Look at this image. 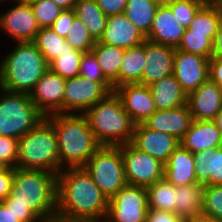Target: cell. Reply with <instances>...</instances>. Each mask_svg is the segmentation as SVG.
I'll list each match as a JSON object with an SVG mask.
<instances>
[{
	"mask_svg": "<svg viewBox=\"0 0 222 222\" xmlns=\"http://www.w3.org/2000/svg\"><path fill=\"white\" fill-rule=\"evenodd\" d=\"M65 40L75 50L82 52H90L96 43L83 21L78 17L74 18Z\"/></svg>",
	"mask_w": 222,
	"mask_h": 222,
	"instance_id": "8d00e7d4",
	"label": "cell"
},
{
	"mask_svg": "<svg viewBox=\"0 0 222 222\" xmlns=\"http://www.w3.org/2000/svg\"><path fill=\"white\" fill-rule=\"evenodd\" d=\"M15 6L0 14V28L14 41L32 42L40 27L37 24L30 3L16 1Z\"/></svg>",
	"mask_w": 222,
	"mask_h": 222,
	"instance_id": "4fadbf2b",
	"label": "cell"
},
{
	"mask_svg": "<svg viewBox=\"0 0 222 222\" xmlns=\"http://www.w3.org/2000/svg\"><path fill=\"white\" fill-rule=\"evenodd\" d=\"M3 203L21 222H41L55 216L57 174L15 168L12 189Z\"/></svg>",
	"mask_w": 222,
	"mask_h": 222,
	"instance_id": "6da1fadb",
	"label": "cell"
},
{
	"mask_svg": "<svg viewBox=\"0 0 222 222\" xmlns=\"http://www.w3.org/2000/svg\"><path fill=\"white\" fill-rule=\"evenodd\" d=\"M193 121L187 104L169 110H156L143 125L149 129L167 133L181 140Z\"/></svg>",
	"mask_w": 222,
	"mask_h": 222,
	"instance_id": "ffe728a7",
	"label": "cell"
},
{
	"mask_svg": "<svg viewBox=\"0 0 222 222\" xmlns=\"http://www.w3.org/2000/svg\"><path fill=\"white\" fill-rule=\"evenodd\" d=\"M212 121L217 126V128L220 130V132L222 133V108L217 113V115L215 116V118Z\"/></svg>",
	"mask_w": 222,
	"mask_h": 222,
	"instance_id": "f5cc1de1",
	"label": "cell"
},
{
	"mask_svg": "<svg viewBox=\"0 0 222 222\" xmlns=\"http://www.w3.org/2000/svg\"><path fill=\"white\" fill-rule=\"evenodd\" d=\"M220 8H222V0H217L215 2Z\"/></svg>",
	"mask_w": 222,
	"mask_h": 222,
	"instance_id": "9f6ffc18",
	"label": "cell"
},
{
	"mask_svg": "<svg viewBox=\"0 0 222 222\" xmlns=\"http://www.w3.org/2000/svg\"><path fill=\"white\" fill-rule=\"evenodd\" d=\"M98 7L108 17L124 13L127 0H96Z\"/></svg>",
	"mask_w": 222,
	"mask_h": 222,
	"instance_id": "ee69618b",
	"label": "cell"
},
{
	"mask_svg": "<svg viewBox=\"0 0 222 222\" xmlns=\"http://www.w3.org/2000/svg\"><path fill=\"white\" fill-rule=\"evenodd\" d=\"M33 42L48 64L60 54L74 50L65 38L59 36L51 27L40 28Z\"/></svg>",
	"mask_w": 222,
	"mask_h": 222,
	"instance_id": "1f68e13d",
	"label": "cell"
},
{
	"mask_svg": "<svg viewBox=\"0 0 222 222\" xmlns=\"http://www.w3.org/2000/svg\"><path fill=\"white\" fill-rule=\"evenodd\" d=\"M222 133L212 120H193L180 145L195 154L204 150L218 149Z\"/></svg>",
	"mask_w": 222,
	"mask_h": 222,
	"instance_id": "7402d4cb",
	"label": "cell"
},
{
	"mask_svg": "<svg viewBox=\"0 0 222 222\" xmlns=\"http://www.w3.org/2000/svg\"><path fill=\"white\" fill-rule=\"evenodd\" d=\"M148 199L146 188L126 184L109 199L107 222H146Z\"/></svg>",
	"mask_w": 222,
	"mask_h": 222,
	"instance_id": "9c48e42d",
	"label": "cell"
},
{
	"mask_svg": "<svg viewBox=\"0 0 222 222\" xmlns=\"http://www.w3.org/2000/svg\"><path fill=\"white\" fill-rule=\"evenodd\" d=\"M146 222H185V219L173 212L148 209Z\"/></svg>",
	"mask_w": 222,
	"mask_h": 222,
	"instance_id": "f6af8a7d",
	"label": "cell"
},
{
	"mask_svg": "<svg viewBox=\"0 0 222 222\" xmlns=\"http://www.w3.org/2000/svg\"><path fill=\"white\" fill-rule=\"evenodd\" d=\"M15 168L0 167V202H3L12 189Z\"/></svg>",
	"mask_w": 222,
	"mask_h": 222,
	"instance_id": "7bdbcfd3",
	"label": "cell"
},
{
	"mask_svg": "<svg viewBox=\"0 0 222 222\" xmlns=\"http://www.w3.org/2000/svg\"><path fill=\"white\" fill-rule=\"evenodd\" d=\"M209 78L222 89V59H209Z\"/></svg>",
	"mask_w": 222,
	"mask_h": 222,
	"instance_id": "bcb514c9",
	"label": "cell"
},
{
	"mask_svg": "<svg viewBox=\"0 0 222 222\" xmlns=\"http://www.w3.org/2000/svg\"><path fill=\"white\" fill-rule=\"evenodd\" d=\"M175 47L155 44L145 40V64L141 84L150 86L156 81L173 74Z\"/></svg>",
	"mask_w": 222,
	"mask_h": 222,
	"instance_id": "e0dca14e",
	"label": "cell"
},
{
	"mask_svg": "<svg viewBox=\"0 0 222 222\" xmlns=\"http://www.w3.org/2000/svg\"><path fill=\"white\" fill-rule=\"evenodd\" d=\"M146 190L148 209L175 213L176 186L162 178Z\"/></svg>",
	"mask_w": 222,
	"mask_h": 222,
	"instance_id": "d6a6232c",
	"label": "cell"
},
{
	"mask_svg": "<svg viewBox=\"0 0 222 222\" xmlns=\"http://www.w3.org/2000/svg\"><path fill=\"white\" fill-rule=\"evenodd\" d=\"M194 163L193 153L180 145L164 164V178L174 186L196 184Z\"/></svg>",
	"mask_w": 222,
	"mask_h": 222,
	"instance_id": "603a6c76",
	"label": "cell"
},
{
	"mask_svg": "<svg viewBox=\"0 0 222 222\" xmlns=\"http://www.w3.org/2000/svg\"><path fill=\"white\" fill-rule=\"evenodd\" d=\"M62 9H73L77 0H53Z\"/></svg>",
	"mask_w": 222,
	"mask_h": 222,
	"instance_id": "f907efd6",
	"label": "cell"
},
{
	"mask_svg": "<svg viewBox=\"0 0 222 222\" xmlns=\"http://www.w3.org/2000/svg\"><path fill=\"white\" fill-rule=\"evenodd\" d=\"M221 19L222 8L216 3H205L195 14L188 29L191 30V34L206 35L213 42Z\"/></svg>",
	"mask_w": 222,
	"mask_h": 222,
	"instance_id": "83f0119b",
	"label": "cell"
},
{
	"mask_svg": "<svg viewBox=\"0 0 222 222\" xmlns=\"http://www.w3.org/2000/svg\"><path fill=\"white\" fill-rule=\"evenodd\" d=\"M109 93L100 82L91 81L80 75L66 79L63 114H84Z\"/></svg>",
	"mask_w": 222,
	"mask_h": 222,
	"instance_id": "8fae6325",
	"label": "cell"
},
{
	"mask_svg": "<svg viewBox=\"0 0 222 222\" xmlns=\"http://www.w3.org/2000/svg\"><path fill=\"white\" fill-rule=\"evenodd\" d=\"M176 49L210 59L212 57L213 42L206 35L191 34V30L187 28Z\"/></svg>",
	"mask_w": 222,
	"mask_h": 222,
	"instance_id": "e575fe53",
	"label": "cell"
},
{
	"mask_svg": "<svg viewBox=\"0 0 222 222\" xmlns=\"http://www.w3.org/2000/svg\"><path fill=\"white\" fill-rule=\"evenodd\" d=\"M203 185L201 183L176 186L175 214L187 219L202 213Z\"/></svg>",
	"mask_w": 222,
	"mask_h": 222,
	"instance_id": "4316f807",
	"label": "cell"
},
{
	"mask_svg": "<svg viewBox=\"0 0 222 222\" xmlns=\"http://www.w3.org/2000/svg\"><path fill=\"white\" fill-rule=\"evenodd\" d=\"M109 199L84 167L65 168L57 174L56 215L71 219L102 222Z\"/></svg>",
	"mask_w": 222,
	"mask_h": 222,
	"instance_id": "7a4b0ae2",
	"label": "cell"
},
{
	"mask_svg": "<svg viewBox=\"0 0 222 222\" xmlns=\"http://www.w3.org/2000/svg\"><path fill=\"white\" fill-rule=\"evenodd\" d=\"M16 168L58 174L59 150L53 125L44 117L18 139Z\"/></svg>",
	"mask_w": 222,
	"mask_h": 222,
	"instance_id": "8992f818",
	"label": "cell"
},
{
	"mask_svg": "<svg viewBox=\"0 0 222 222\" xmlns=\"http://www.w3.org/2000/svg\"><path fill=\"white\" fill-rule=\"evenodd\" d=\"M204 3H215L217 0H201Z\"/></svg>",
	"mask_w": 222,
	"mask_h": 222,
	"instance_id": "11a10c76",
	"label": "cell"
},
{
	"mask_svg": "<svg viewBox=\"0 0 222 222\" xmlns=\"http://www.w3.org/2000/svg\"><path fill=\"white\" fill-rule=\"evenodd\" d=\"M20 1L25 2V3H32V2H34L36 0H20Z\"/></svg>",
	"mask_w": 222,
	"mask_h": 222,
	"instance_id": "6f0895ef",
	"label": "cell"
},
{
	"mask_svg": "<svg viewBox=\"0 0 222 222\" xmlns=\"http://www.w3.org/2000/svg\"><path fill=\"white\" fill-rule=\"evenodd\" d=\"M159 5L170 3L172 0H155Z\"/></svg>",
	"mask_w": 222,
	"mask_h": 222,
	"instance_id": "db71d44e",
	"label": "cell"
},
{
	"mask_svg": "<svg viewBox=\"0 0 222 222\" xmlns=\"http://www.w3.org/2000/svg\"><path fill=\"white\" fill-rule=\"evenodd\" d=\"M41 222H92V221L71 220V219H66V218L60 217L58 215H55V216L47 218V219H45L44 221H41Z\"/></svg>",
	"mask_w": 222,
	"mask_h": 222,
	"instance_id": "816d5d0a",
	"label": "cell"
},
{
	"mask_svg": "<svg viewBox=\"0 0 222 222\" xmlns=\"http://www.w3.org/2000/svg\"><path fill=\"white\" fill-rule=\"evenodd\" d=\"M74 11L95 41H99L106 27L107 16L98 7L96 0H77Z\"/></svg>",
	"mask_w": 222,
	"mask_h": 222,
	"instance_id": "f1b7e54d",
	"label": "cell"
},
{
	"mask_svg": "<svg viewBox=\"0 0 222 222\" xmlns=\"http://www.w3.org/2000/svg\"><path fill=\"white\" fill-rule=\"evenodd\" d=\"M65 81L66 79L48 69L29 94L31 101L44 117L63 114Z\"/></svg>",
	"mask_w": 222,
	"mask_h": 222,
	"instance_id": "7c38bea8",
	"label": "cell"
},
{
	"mask_svg": "<svg viewBox=\"0 0 222 222\" xmlns=\"http://www.w3.org/2000/svg\"><path fill=\"white\" fill-rule=\"evenodd\" d=\"M83 53L84 52L75 49L64 52L48 64L49 69L63 79L77 77L79 76V67Z\"/></svg>",
	"mask_w": 222,
	"mask_h": 222,
	"instance_id": "836d02e7",
	"label": "cell"
},
{
	"mask_svg": "<svg viewBox=\"0 0 222 222\" xmlns=\"http://www.w3.org/2000/svg\"><path fill=\"white\" fill-rule=\"evenodd\" d=\"M84 115L101 146H121L131 142L135 123L123 109L115 92L109 93Z\"/></svg>",
	"mask_w": 222,
	"mask_h": 222,
	"instance_id": "5b68a950",
	"label": "cell"
},
{
	"mask_svg": "<svg viewBox=\"0 0 222 222\" xmlns=\"http://www.w3.org/2000/svg\"><path fill=\"white\" fill-rule=\"evenodd\" d=\"M173 75L189 95L209 78V59L175 49Z\"/></svg>",
	"mask_w": 222,
	"mask_h": 222,
	"instance_id": "5bb4252c",
	"label": "cell"
},
{
	"mask_svg": "<svg viewBox=\"0 0 222 222\" xmlns=\"http://www.w3.org/2000/svg\"><path fill=\"white\" fill-rule=\"evenodd\" d=\"M146 40L143 33L133 25L124 13L107 17L106 27L100 43L129 49L141 45Z\"/></svg>",
	"mask_w": 222,
	"mask_h": 222,
	"instance_id": "d6986e66",
	"label": "cell"
},
{
	"mask_svg": "<svg viewBox=\"0 0 222 222\" xmlns=\"http://www.w3.org/2000/svg\"><path fill=\"white\" fill-rule=\"evenodd\" d=\"M79 75L91 81L100 82L110 93L114 92L113 84L103 74L98 60L92 51L83 53Z\"/></svg>",
	"mask_w": 222,
	"mask_h": 222,
	"instance_id": "d590c367",
	"label": "cell"
},
{
	"mask_svg": "<svg viewBox=\"0 0 222 222\" xmlns=\"http://www.w3.org/2000/svg\"><path fill=\"white\" fill-rule=\"evenodd\" d=\"M193 120H213L222 108V89L210 78L187 95Z\"/></svg>",
	"mask_w": 222,
	"mask_h": 222,
	"instance_id": "ac0fdd59",
	"label": "cell"
},
{
	"mask_svg": "<svg viewBox=\"0 0 222 222\" xmlns=\"http://www.w3.org/2000/svg\"><path fill=\"white\" fill-rule=\"evenodd\" d=\"M0 222H21L7 206L0 202Z\"/></svg>",
	"mask_w": 222,
	"mask_h": 222,
	"instance_id": "c3c4849f",
	"label": "cell"
},
{
	"mask_svg": "<svg viewBox=\"0 0 222 222\" xmlns=\"http://www.w3.org/2000/svg\"><path fill=\"white\" fill-rule=\"evenodd\" d=\"M0 135L19 139L34 128L44 116L30 95L0 88Z\"/></svg>",
	"mask_w": 222,
	"mask_h": 222,
	"instance_id": "52a82bcc",
	"label": "cell"
},
{
	"mask_svg": "<svg viewBox=\"0 0 222 222\" xmlns=\"http://www.w3.org/2000/svg\"><path fill=\"white\" fill-rule=\"evenodd\" d=\"M30 6L40 28L50 27L63 10L53 0H36Z\"/></svg>",
	"mask_w": 222,
	"mask_h": 222,
	"instance_id": "74e56055",
	"label": "cell"
},
{
	"mask_svg": "<svg viewBox=\"0 0 222 222\" xmlns=\"http://www.w3.org/2000/svg\"><path fill=\"white\" fill-rule=\"evenodd\" d=\"M120 98L123 109L135 124L143 123L157 109L147 85L139 83L124 84L114 89Z\"/></svg>",
	"mask_w": 222,
	"mask_h": 222,
	"instance_id": "2e32d148",
	"label": "cell"
},
{
	"mask_svg": "<svg viewBox=\"0 0 222 222\" xmlns=\"http://www.w3.org/2000/svg\"><path fill=\"white\" fill-rule=\"evenodd\" d=\"M84 169L108 199L127 184L120 146H101Z\"/></svg>",
	"mask_w": 222,
	"mask_h": 222,
	"instance_id": "ba28073f",
	"label": "cell"
},
{
	"mask_svg": "<svg viewBox=\"0 0 222 222\" xmlns=\"http://www.w3.org/2000/svg\"><path fill=\"white\" fill-rule=\"evenodd\" d=\"M75 17L74 9H63L50 27L59 36L66 38Z\"/></svg>",
	"mask_w": 222,
	"mask_h": 222,
	"instance_id": "b9f144b4",
	"label": "cell"
},
{
	"mask_svg": "<svg viewBox=\"0 0 222 222\" xmlns=\"http://www.w3.org/2000/svg\"><path fill=\"white\" fill-rule=\"evenodd\" d=\"M18 139L0 135V167L16 168Z\"/></svg>",
	"mask_w": 222,
	"mask_h": 222,
	"instance_id": "60d3db41",
	"label": "cell"
},
{
	"mask_svg": "<svg viewBox=\"0 0 222 222\" xmlns=\"http://www.w3.org/2000/svg\"><path fill=\"white\" fill-rule=\"evenodd\" d=\"M193 155L197 183L222 185V149L204 150Z\"/></svg>",
	"mask_w": 222,
	"mask_h": 222,
	"instance_id": "d4e9b609",
	"label": "cell"
},
{
	"mask_svg": "<svg viewBox=\"0 0 222 222\" xmlns=\"http://www.w3.org/2000/svg\"><path fill=\"white\" fill-rule=\"evenodd\" d=\"M185 222H222V220H218L204 213H199L197 215L185 219Z\"/></svg>",
	"mask_w": 222,
	"mask_h": 222,
	"instance_id": "681fc988",
	"label": "cell"
},
{
	"mask_svg": "<svg viewBox=\"0 0 222 222\" xmlns=\"http://www.w3.org/2000/svg\"><path fill=\"white\" fill-rule=\"evenodd\" d=\"M45 118L56 133L61 169L84 167L101 147L84 114L57 113Z\"/></svg>",
	"mask_w": 222,
	"mask_h": 222,
	"instance_id": "3957f363",
	"label": "cell"
},
{
	"mask_svg": "<svg viewBox=\"0 0 222 222\" xmlns=\"http://www.w3.org/2000/svg\"><path fill=\"white\" fill-rule=\"evenodd\" d=\"M185 29L166 4L159 5L146 40L155 44L176 48L181 41Z\"/></svg>",
	"mask_w": 222,
	"mask_h": 222,
	"instance_id": "44dd1931",
	"label": "cell"
},
{
	"mask_svg": "<svg viewBox=\"0 0 222 222\" xmlns=\"http://www.w3.org/2000/svg\"><path fill=\"white\" fill-rule=\"evenodd\" d=\"M212 57L222 59V19L215 40L213 41Z\"/></svg>",
	"mask_w": 222,
	"mask_h": 222,
	"instance_id": "7dc6e473",
	"label": "cell"
},
{
	"mask_svg": "<svg viewBox=\"0 0 222 222\" xmlns=\"http://www.w3.org/2000/svg\"><path fill=\"white\" fill-rule=\"evenodd\" d=\"M149 87L157 110H169L187 104V94L173 74L154 82Z\"/></svg>",
	"mask_w": 222,
	"mask_h": 222,
	"instance_id": "cb8c5ba5",
	"label": "cell"
},
{
	"mask_svg": "<svg viewBox=\"0 0 222 222\" xmlns=\"http://www.w3.org/2000/svg\"><path fill=\"white\" fill-rule=\"evenodd\" d=\"M202 213L222 220V185H203Z\"/></svg>",
	"mask_w": 222,
	"mask_h": 222,
	"instance_id": "f35d334b",
	"label": "cell"
},
{
	"mask_svg": "<svg viewBox=\"0 0 222 222\" xmlns=\"http://www.w3.org/2000/svg\"><path fill=\"white\" fill-rule=\"evenodd\" d=\"M158 6L155 0H127L124 14L146 37L152 27Z\"/></svg>",
	"mask_w": 222,
	"mask_h": 222,
	"instance_id": "4dcf8cb0",
	"label": "cell"
},
{
	"mask_svg": "<svg viewBox=\"0 0 222 222\" xmlns=\"http://www.w3.org/2000/svg\"><path fill=\"white\" fill-rule=\"evenodd\" d=\"M91 51L95 54L103 74L113 84L114 89L119 87V70L125 49L96 41Z\"/></svg>",
	"mask_w": 222,
	"mask_h": 222,
	"instance_id": "484cf974",
	"label": "cell"
},
{
	"mask_svg": "<svg viewBox=\"0 0 222 222\" xmlns=\"http://www.w3.org/2000/svg\"><path fill=\"white\" fill-rule=\"evenodd\" d=\"M205 3L201 0H172L166 5L171 9L180 24L186 29L190 26L197 11Z\"/></svg>",
	"mask_w": 222,
	"mask_h": 222,
	"instance_id": "ab89813d",
	"label": "cell"
},
{
	"mask_svg": "<svg viewBox=\"0 0 222 222\" xmlns=\"http://www.w3.org/2000/svg\"><path fill=\"white\" fill-rule=\"evenodd\" d=\"M145 64V41L133 48L125 49L119 70V86L124 84H141Z\"/></svg>",
	"mask_w": 222,
	"mask_h": 222,
	"instance_id": "f546056e",
	"label": "cell"
},
{
	"mask_svg": "<svg viewBox=\"0 0 222 222\" xmlns=\"http://www.w3.org/2000/svg\"><path fill=\"white\" fill-rule=\"evenodd\" d=\"M219 148H221L222 149V139H221V143H220V147Z\"/></svg>",
	"mask_w": 222,
	"mask_h": 222,
	"instance_id": "680465c9",
	"label": "cell"
},
{
	"mask_svg": "<svg viewBox=\"0 0 222 222\" xmlns=\"http://www.w3.org/2000/svg\"><path fill=\"white\" fill-rule=\"evenodd\" d=\"M48 69L33 41L17 42L0 62V88L29 95Z\"/></svg>",
	"mask_w": 222,
	"mask_h": 222,
	"instance_id": "277c9868",
	"label": "cell"
},
{
	"mask_svg": "<svg viewBox=\"0 0 222 222\" xmlns=\"http://www.w3.org/2000/svg\"><path fill=\"white\" fill-rule=\"evenodd\" d=\"M127 184L147 188L164 178V163L130 143L120 146Z\"/></svg>",
	"mask_w": 222,
	"mask_h": 222,
	"instance_id": "30bf717a",
	"label": "cell"
},
{
	"mask_svg": "<svg viewBox=\"0 0 222 222\" xmlns=\"http://www.w3.org/2000/svg\"><path fill=\"white\" fill-rule=\"evenodd\" d=\"M130 144L165 164L174 150L180 146V140L173 135L149 129L139 123L135 124Z\"/></svg>",
	"mask_w": 222,
	"mask_h": 222,
	"instance_id": "9a60e30c",
	"label": "cell"
}]
</instances>
